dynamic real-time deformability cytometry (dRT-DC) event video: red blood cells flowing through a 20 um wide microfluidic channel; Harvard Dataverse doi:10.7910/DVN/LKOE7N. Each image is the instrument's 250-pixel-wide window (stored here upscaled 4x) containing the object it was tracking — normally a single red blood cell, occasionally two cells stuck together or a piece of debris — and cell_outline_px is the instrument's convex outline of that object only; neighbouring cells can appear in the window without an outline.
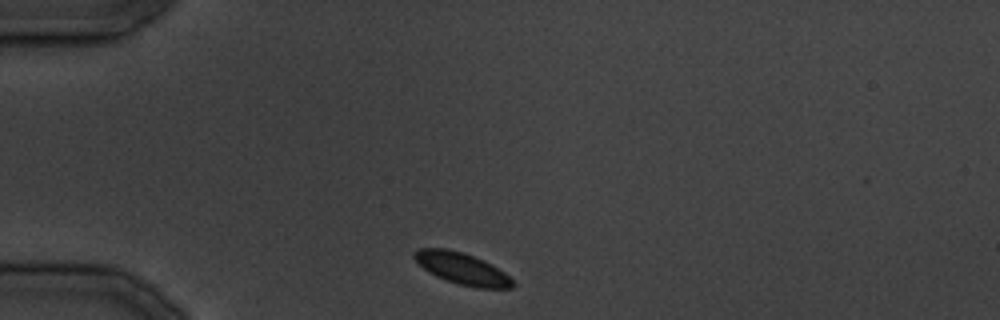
{"species": "common noctule bat (a hibernating species)", "species_latin": "Nyctalus noctula", "temperature_condition": "cold", "stored_images_in_passage": 28, "segment_of_instrument_passage": [1, 2], "camera_frame_rate_fps": 3000, "um_per_image_px": 0.085, "animal": {"sex": "male", "body_mass_g": 19.5, "forearm_length_mm": 54.6}, "frame": {"image": 1, "passage_image": 1, "time_ms": 0.0, "image_size_px": [1000, 320], "cell_outline_px": [[516, 284], [512, 288], [476, 288], [444, 280], [428, 272], [412, 256], [412, 252], [420, 248], [448, 248], [464, 252], [484, 260], [492, 264], [504, 272]], "centroid_in_image_um": [39.27, 22.81], "position_along_channel_um": 45.7, "area_um2": 18.26}}
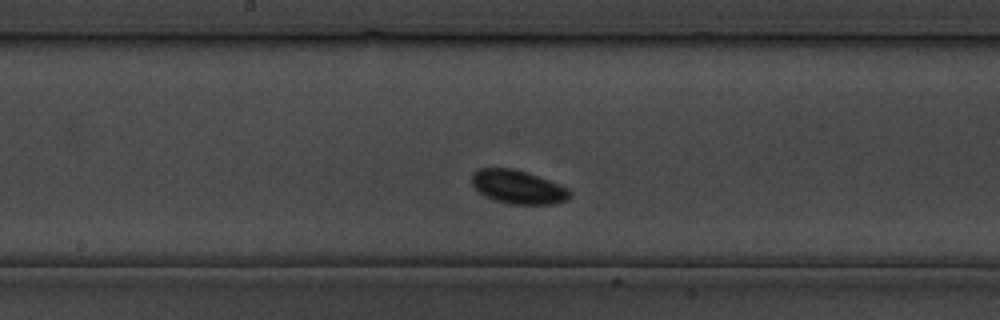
{"frame": {"image": 2, "passage_image": 11, "time_ms": 12.333, "image_size_px": [1000, 320], "cell_outline_px": [[572, 192], [568, 200], [552, 204], [512, 204], [496, 200], [484, 196], [472, 184], [472, 172], [480, 168], [512, 168], [528, 172], [568, 188]], "centroid_in_image_um": [44.04, 15.89], "position_along_channel_um": 204.2, "area_um2": 19.13}}
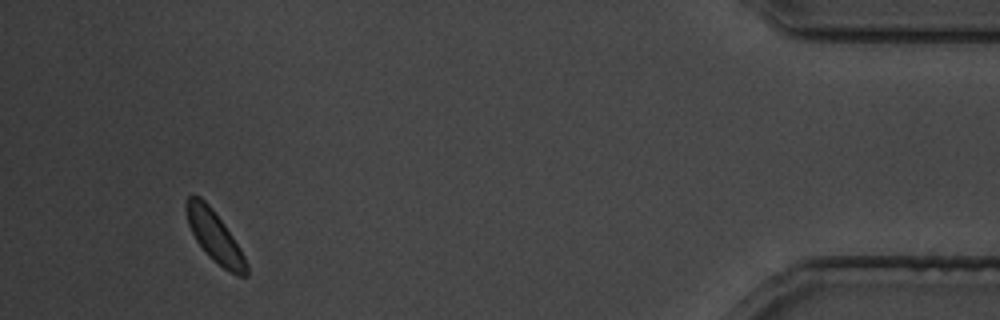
{"frame": {"image": 3, "passage_image": 25, "time_ms": 30.333, "image_size_px": [1000, 320], "cell_outline_px": [[248, 276], [236, 276], [228, 272], [212, 260], [208, 256], [196, 240], [188, 224], [184, 208], [184, 204], [188, 196], [192, 192], [200, 196], [212, 208], [224, 224], [240, 248], [248, 264]], "centroid_in_image_um": [18.23, 20.09], "position_along_channel_um": 417.0, "area_um2": 18.21}}